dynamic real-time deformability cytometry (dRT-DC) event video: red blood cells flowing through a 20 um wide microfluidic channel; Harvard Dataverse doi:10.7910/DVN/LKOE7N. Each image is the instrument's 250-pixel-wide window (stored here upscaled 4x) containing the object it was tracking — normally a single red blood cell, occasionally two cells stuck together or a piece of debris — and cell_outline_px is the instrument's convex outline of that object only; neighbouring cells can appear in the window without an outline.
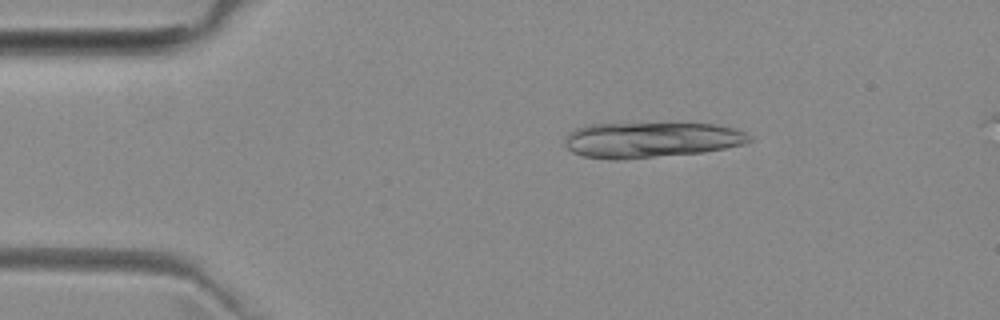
{"species": "common noctule bat (a hibernating species)", "species_latin": "Nyctalus noctula", "temperature_condition": "room temperature", "stored_images_in_passage": 2, "camera_frame_rate_fps": 3000, "um_per_image_px": 0.085, "animal": {"sex": "female", "body_mass_g": 29.2, "forearm_length_mm": 56.3}, "frame": {"image": 1, "passage_image": 2, "time_ms": 1.667, "image_size_px": [1000, 320], "cell_outline_px": [[752, 140], [744, 144], [704, 152], [616, 160], [612, 160], [584, 156], [572, 152], [564, 144], [564, 140], [576, 128], [588, 124], [716, 124], [736, 128], [752, 136]], "centroid_in_image_um": [55.36, 11.89], "position_along_channel_um": 29.6, "area_um2": 37.97}}